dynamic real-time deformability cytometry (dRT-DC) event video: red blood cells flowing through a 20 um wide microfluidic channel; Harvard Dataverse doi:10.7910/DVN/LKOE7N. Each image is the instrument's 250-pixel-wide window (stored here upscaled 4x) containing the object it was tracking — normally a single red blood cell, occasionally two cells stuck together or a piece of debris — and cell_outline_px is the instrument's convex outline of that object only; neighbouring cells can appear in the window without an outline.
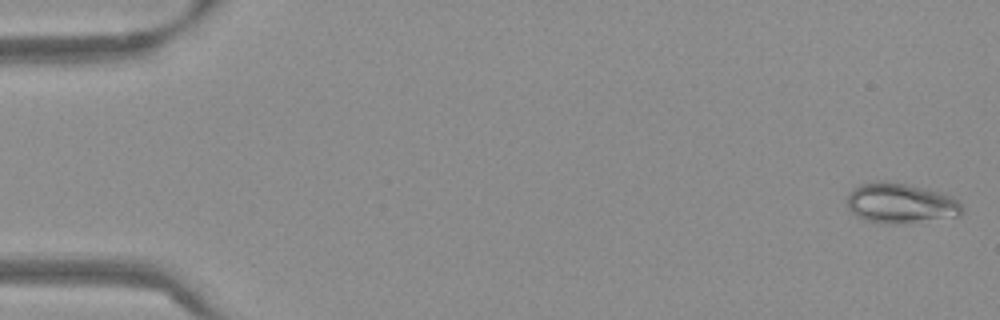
{"species": "Egyptian fruit bat (a non-hibernating species)", "species_latin": "Rousettus aegyptiacus", "temperature_condition": "warm", "stored_images_in_passage": 53, "camera_frame_rate_fps": 3000, "um_per_image_px": 0.085, "frame": {"image": 1, "passage_image": 1, "time_ms": 0.0, "image_size_px": [1000, 320], "cell_outline_px": [[964, 212], [956, 216], [904, 224], [892, 224], [868, 220], [856, 216], [848, 208], [848, 196], [860, 184], [880, 180], [884, 180], [928, 188], [944, 192], [952, 196], [964, 208]], "centroid_in_image_um": [76.6, 17.27], "position_along_channel_um": 8.4, "area_um2": 26.93}}
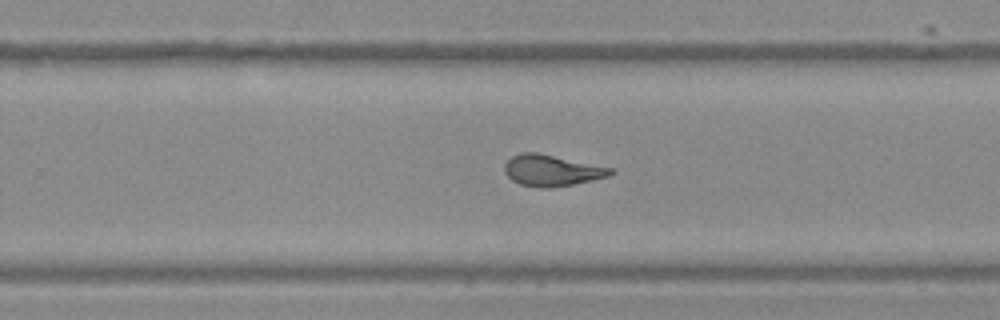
{"frame": {"image": 2, "passage_image": 34, "time_ms": 11.0, "image_size_px": [1000, 320], "cell_outline_px": [[616, 172], [608, 176], [592, 180], [552, 188], [536, 188], [520, 184], [512, 180], [504, 172], [504, 164], [512, 156], [520, 152], [536, 152], [612, 168]], "centroid_in_image_um": [46.86, 14.49], "position_along_channel_um": 282.9, "area_um2": 19.25}}
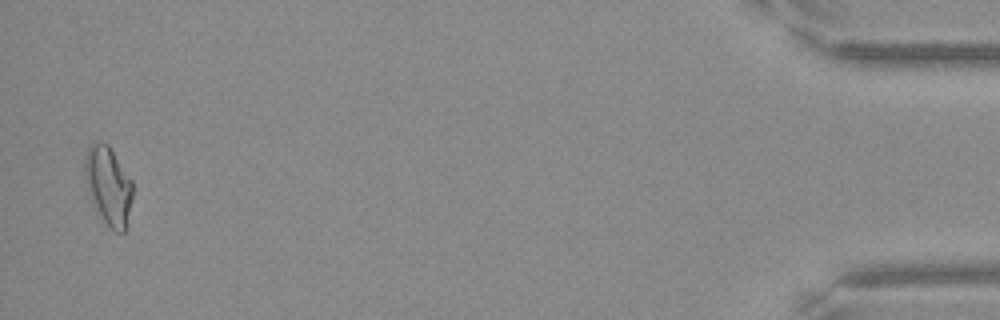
{"frame": {"image": 3, "passage_image": 52, "time_ms": 17.0, "image_size_px": [1000, 320], "cell_outline_px": [[132, 200], [124, 232], [116, 232], [104, 220], [96, 208], [88, 192], [84, 176], [84, 156], [88, 148], [92, 144], [100, 140], [108, 144], [132, 180]], "centroid_in_image_um": [9.2, 15.72], "position_along_channel_um": 426.0, "area_um2": 21.62}, "authors_computed_cell_mechanics": {"area_um2": 19.8254, "velocity_mm_per_s": 3.8299, "shape_relaxation_time_tau1_ms": 5.5102, "shape_relaxation_time_tau2_ms": 1.3419, "deformation_change_tau1": 0.1892, "deformation_change_tau2": 0.0699}}